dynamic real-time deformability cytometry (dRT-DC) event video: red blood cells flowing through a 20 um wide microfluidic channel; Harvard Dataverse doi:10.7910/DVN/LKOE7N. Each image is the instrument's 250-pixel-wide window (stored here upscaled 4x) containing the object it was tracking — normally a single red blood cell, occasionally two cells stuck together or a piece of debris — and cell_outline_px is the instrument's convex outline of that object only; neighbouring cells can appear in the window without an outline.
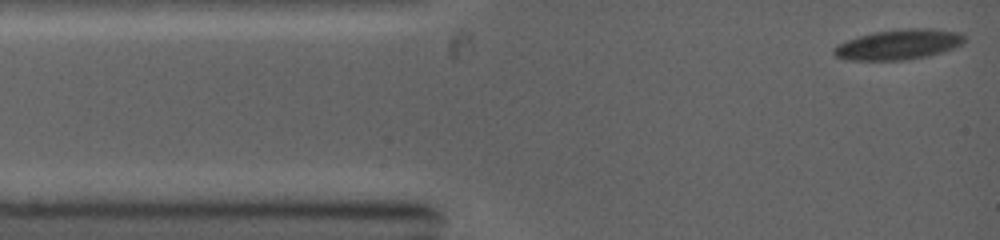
{"species": "common noctule bat (a hibernating species)", "species_latin": "Nyctalus noctula", "temperature_condition": "warm", "stored_images_in_passage": 50, "camera_frame_rate_fps": 5000, "um_per_image_px": 0.085, "animal": {"sex": "female", "body_mass_g": 19.0, "forearm_length_mm": 53.3}, "frame": {"image": 1, "passage_image": 1, "time_ms": 0.0, "image_size_px": [1000, 240], "cell_outline_px": [[964, 40], [960, 44], [944, 52], [928, 56], [908, 60], [844, 60], [836, 56], [832, 52], [832, 48], [836, 44], [860, 36], [876, 32], [908, 28], [932, 28], [960, 32], [964, 36]], "centroid_in_image_um": [76.36, 3.79], "position_along_channel_um": 8.6, "area_um2": 23.0}}
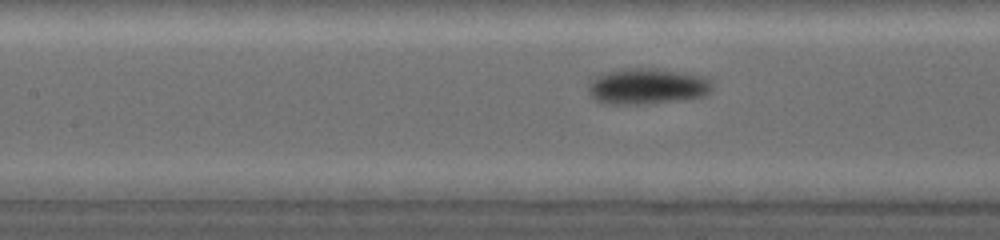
{"frame": {"image": 2, "passage_image": 24, "time_ms": 4.6, "image_size_px": [1000, 240], "cell_outline_px": [[712, 88], [704, 96], [648, 104], [604, 104], [596, 100], [588, 92], [588, 80], [604, 72], [620, 68], [656, 68], [684, 72], [704, 76], [712, 84]], "centroid_in_image_um": [54.95, 7.32], "position_along_channel_um": 152.5, "area_um2": 26.24}}
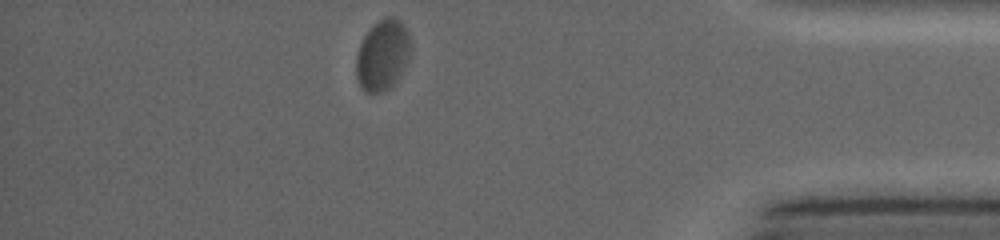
{"frame": {"image": 3, "passage_image": 50, "time_ms": 11.2, "image_size_px": [1000, 240], "cell_outline_px": [[412, 56], [400, 76], [392, 88], [384, 92], [364, 92], [360, 88], [356, 76], [356, 56], [360, 44], [364, 36], [380, 20], [388, 16], [392, 16], [400, 20], [404, 24], [408, 32], [412, 48]], "centroid_in_image_um": [32.56, 4.72], "position_along_channel_um": 402.6, "area_um2": 22.95}}